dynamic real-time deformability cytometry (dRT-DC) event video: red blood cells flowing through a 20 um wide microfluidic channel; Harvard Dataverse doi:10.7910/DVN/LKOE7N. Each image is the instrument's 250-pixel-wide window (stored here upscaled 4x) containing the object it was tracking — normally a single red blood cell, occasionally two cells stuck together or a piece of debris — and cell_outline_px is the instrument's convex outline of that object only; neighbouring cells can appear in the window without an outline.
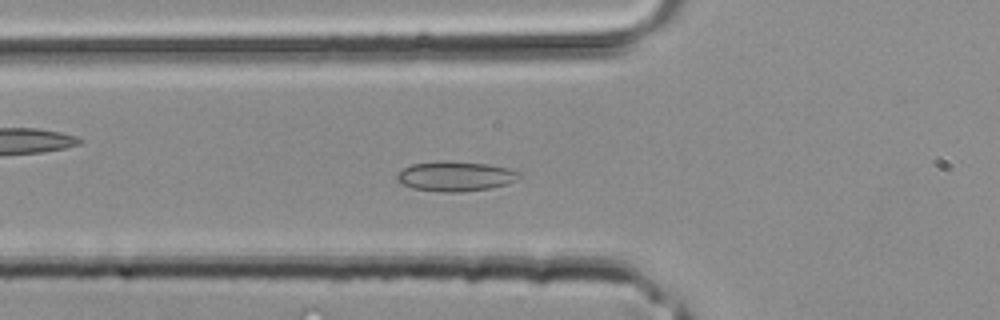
{"species": "common noctule bat (a hibernating species)", "species_latin": "Nyctalus noctula", "temperature_condition": "room temperature", "stored_images_in_passage": 33, "camera_frame_rate_fps": 3000, "um_per_image_px": 0.085, "animal": {"sex": "male", "body_mass_g": 20.4}, "frame": {"image": 1, "passage_image": 7, "time_ms": 2.0, "image_size_px": [1000, 320], "cell_outline_px": [[524, 176], [508, 184], [488, 188], [460, 192], [440, 192], [412, 188], [396, 180], [396, 176], [404, 168], [412, 164], [444, 160], [452, 160], [488, 164], [508, 168], [524, 172]], "centroid_in_image_um": [38.78, 14.97], "position_along_channel_um": 87.0, "area_um2": 21.56}}
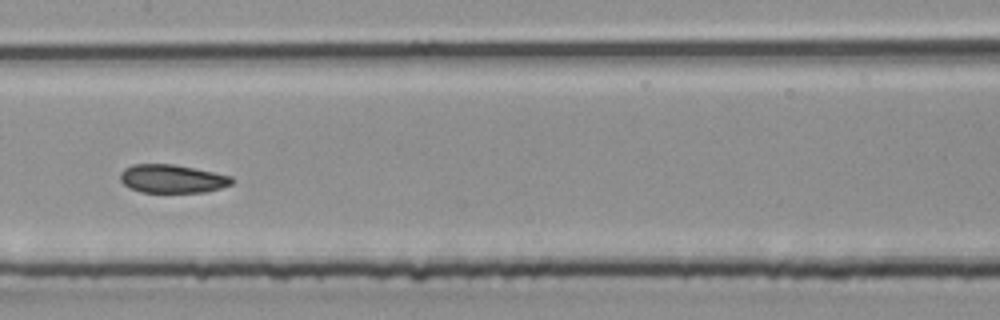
{"frame": {"image": 2, "passage_image": 13, "time_ms": 4.0, "image_size_px": [1000, 320], "cell_outline_px": [[236, 180], [232, 184], [220, 188], [204, 192], [140, 192], [128, 188], [120, 180], [120, 172], [124, 168], [132, 164], [172, 164], [232, 176]], "centroid_in_image_um": [14.61, 15.2], "position_along_channel_um": 192.8, "area_um2": 18.5}}
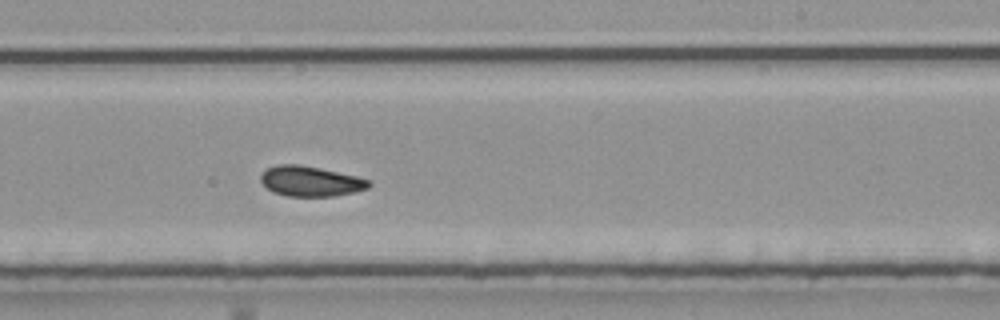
{"frame": {"image": 3, "passage_image": 17, "time_ms": 5.333, "image_size_px": [1000, 320], "cell_outline_px": [[372, 184], [368, 188], [356, 192], [336, 196], [288, 196], [272, 192], [260, 180], [260, 176], [268, 168], [276, 164], [300, 164], [320, 168], [356, 176], [372, 180]], "centroid_in_image_um": [26.43, 15.4], "position_along_channel_um": 262.6, "area_um2": 19.13}}